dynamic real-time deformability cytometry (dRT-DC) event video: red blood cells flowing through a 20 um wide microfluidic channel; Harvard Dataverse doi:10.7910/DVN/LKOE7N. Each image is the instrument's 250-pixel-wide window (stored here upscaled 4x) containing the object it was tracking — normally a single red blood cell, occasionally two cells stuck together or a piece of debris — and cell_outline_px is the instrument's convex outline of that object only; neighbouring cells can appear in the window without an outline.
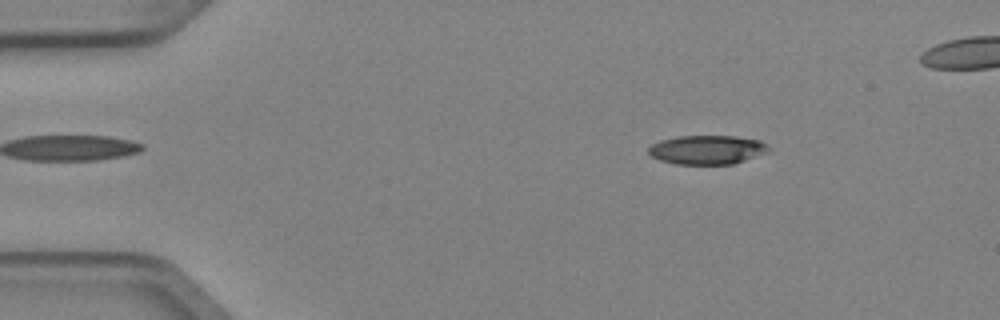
{"species": "Egyptian fruit bat (a non-hibernating species)", "species_latin": "Rousettus aegyptiacus", "temperature_condition": "cold", "stored_images_in_passage": 5, "camera_frame_rate_fps": 3000, "um_per_image_px": 0.085, "animal": {"sex": "female"}, "frame": {"image": 1, "passage_image": 2, "time_ms": 0.333, "image_size_px": [1000, 320], "cell_outline_px": [[768, 152], [732, 164], [676, 164], [660, 160], [652, 156], [648, 152], [648, 148], [652, 144], [660, 140], [676, 136], [736, 136], [760, 140], [768, 144]], "centroid_in_image_um": [60.1, 12.72], "position_along_channel_um": 24.9, "area_um2": 20.29}}